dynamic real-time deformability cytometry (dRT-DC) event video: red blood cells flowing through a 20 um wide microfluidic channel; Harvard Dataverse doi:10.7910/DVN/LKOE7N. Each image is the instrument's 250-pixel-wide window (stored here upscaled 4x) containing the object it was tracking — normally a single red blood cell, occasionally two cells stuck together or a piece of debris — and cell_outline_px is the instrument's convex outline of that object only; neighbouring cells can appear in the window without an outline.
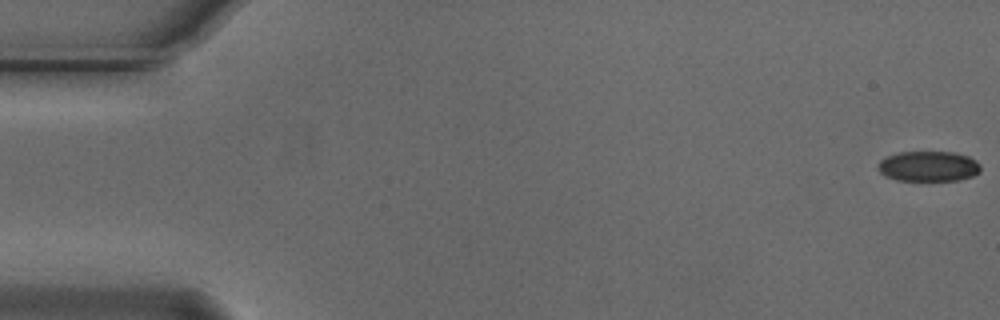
{"species": "Egyptian fruit bat (a non-hibernating species)", "species_latin": "Rousettus aegyptiacus", "temperature_condition": "cold", "stored_images_in_passage": 39, "camera_frame_rate_fps": 3000, "um_per_image_px": 0.085, "animal": {"sex": "male"}, "frame": {"image": 1, "passage_image": 1, "time_ms": 0.0, "image_size_px": [1000, 320], "cell_outline_px": [[980, 172], [972, 176], [960, 180], [896, 180], [884, 176], [876, 168], [876, 164], [880, 160], [888, 156], [900, 152], [956, 152], [968, 156], [976, 160], [980, 164]], "centroid_in_image_um": [78.91, 14.13], "position_along_channel_um": 6.1, "area_um2": 18.26}}
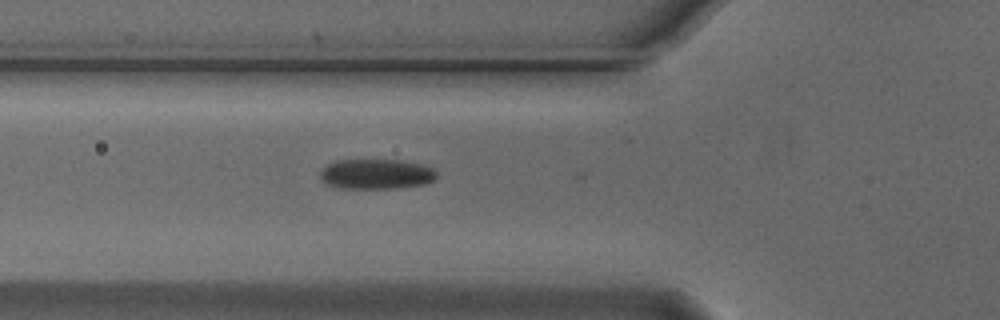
{"frame": {"image": 2, "passage_image": 20, "time_ms": 6.333, "image_size_px": [1000, 320], "cell_outline_px": [[436, 176], [432, 180], [424, 184], [400, 188], [336, 188], [328, 184], [320, 176], [320, 172], [328, 164], [336, 160], [400, 160], [420, 164], [432, 168], [436, 172]], "centroid_in_image_um": [31.97, 14.79], "position_along_channel_um": 93.8, "area_um2": 20.23}}
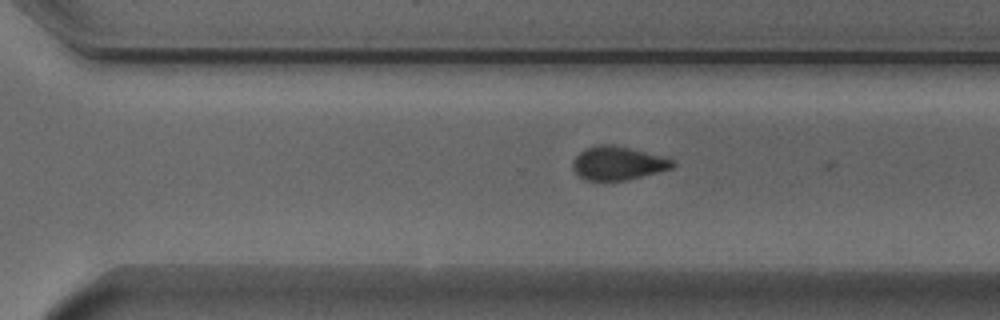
{"frame": {"image": 3, "passage_image": 38, "time_ms": 12.333, "image_size_px": [1000, 320], "cell_outline_px": [[676, 164], [672, 168], [628, 180], [584, 180], [572, 168], [572, 160], [584, 148], [600, 144], [612, 144], [664, 156], [672, 160]], "centroid_in_image_um": [52.51, 13.86], "position_along_channel_um": 318.1, "area_um2": 19.54}}